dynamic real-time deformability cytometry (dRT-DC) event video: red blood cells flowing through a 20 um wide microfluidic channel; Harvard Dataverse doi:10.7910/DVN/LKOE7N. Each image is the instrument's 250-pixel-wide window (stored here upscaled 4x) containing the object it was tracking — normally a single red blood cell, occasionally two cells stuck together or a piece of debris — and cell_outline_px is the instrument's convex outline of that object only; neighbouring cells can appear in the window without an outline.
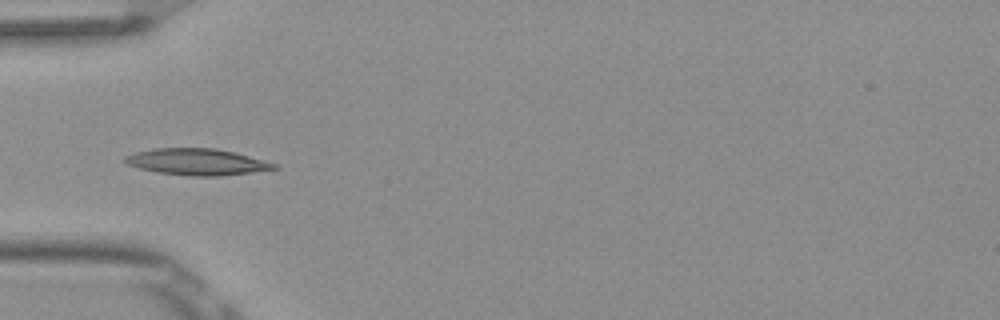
{"species": "Egyptian fruit bat (a non-hibernating species)", "species_latin": "Rousettus aegyptiacus", "temperature_condition": "room temperature", "stored_images_in_passage": 4, "camera_frame_rate_fps": 3000, "um_per_image_px": 0.085, "frame": {"image": 1, "passage_image": 1, "time_ms": 0.0, "image_size_px": [1000, 320], "cell_outline_px": [[280, 168], [252, 172], [220, 176], [192, 176], [156, 172], [140, 168], [128, 164], [120, 160], [124, 156], [136, 152], [156, 148], [216, 148], [264, 160], [276, 164]], "centroid_in_image_um": [16.71, 13.76], "position_along_channel_um": 68.3, "area_um2": 22.89}}
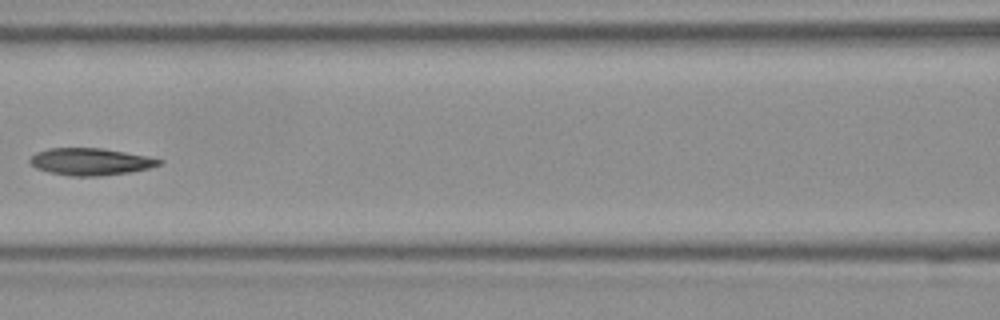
{"frame": {"image": 2, "passage_image": 3, "time_ms": 0.667, "image_size_px": [1000, 320], "cell_outline_px": [[164, 164], [148, 168], [128, 172], [100, 176], [72, 176], [52, 172], [36, 168], [28, 160], [36, 152], [48, 148], [104, 148], [148, 156], [164, 160]], "centroid_in_image_um": [7.73, 13.73], "position_along_channel_um": 158.9, "area_um2": 20.35}}
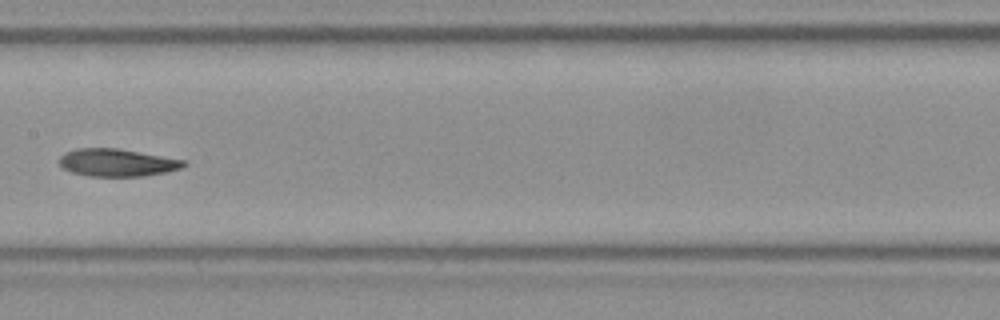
{"frame": {"image": 3, "passage_image": 4, "time_ms": 1.0, "image_size_px": [1000, 320], "cell_outline_px": [[188, 164], [180, 168], [164, 172], [144, 176], [88, 176], [72, 172], [64, 168], [60, 164], [60, 156], [64, 152], [76, 148], [116, 148], [188, 160]], "centroid_in_image_um": [9.97, 13.81], "position_along_channel_um": 197.4, "area_um2": 20.0}}